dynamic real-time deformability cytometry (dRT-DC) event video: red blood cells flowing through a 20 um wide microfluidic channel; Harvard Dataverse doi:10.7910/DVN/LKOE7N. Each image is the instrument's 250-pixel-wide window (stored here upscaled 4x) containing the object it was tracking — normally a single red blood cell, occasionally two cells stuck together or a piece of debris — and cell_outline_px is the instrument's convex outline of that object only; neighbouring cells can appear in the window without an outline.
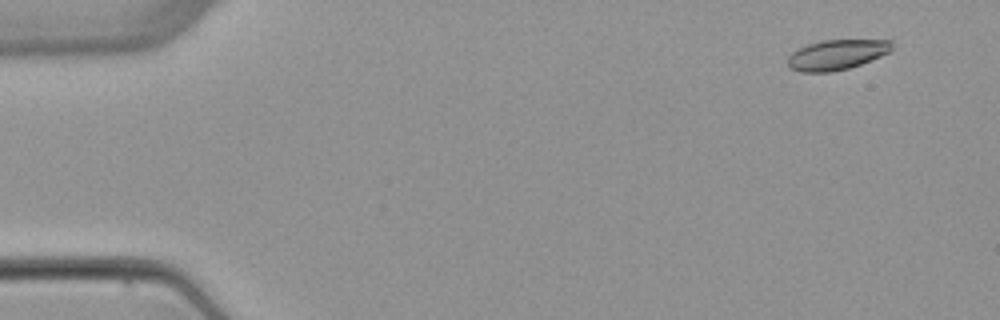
{"species": "common noctule bat (a hibernating species)", "species_latin": "Nyctalus noctula", "temperature_condition": "warm", "stored_images_in_passage": 4, "camera_frame_rate_fps": 3000, "um_per_image_px": 0.085, "animal": {"sex": "female", "body_mass_g": 22.7, "forearm_length_mm": 54.2}, "frame": {"image": 1, "passage_image": 1, "time_ms": 0.0, "image_size_px": [1000, 320], "cell_outline_px": [[892, 52], [860, 64], [848, 68], [832, 72], [800, 72], [788, 68], [788, 56], [792, 52], [808, 44], [824, 40], [892, 40]], "centroid_in_image_um": [71.13, 4.66], "position_along_channel_um": 13.9, "area_um2": 18.32}}
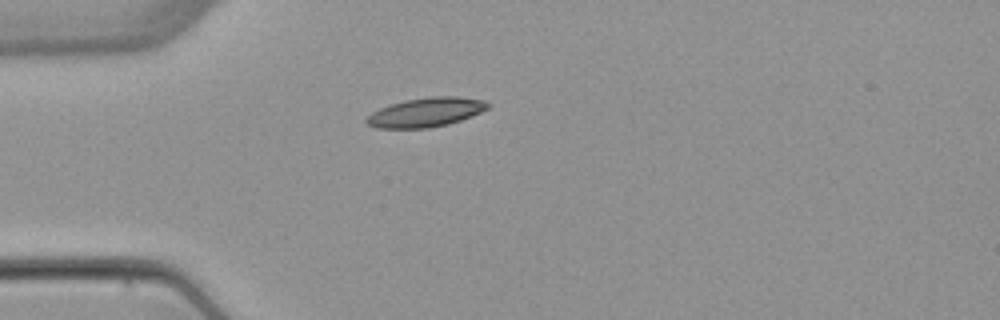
{"frame": {"image": 2, "passage_image": 4, "time_ms": 3.667, "image_size_px": [1000, 320], "cell_outline_px": [[492, 104], [488, 108], [480, 112], [460, 120], [448, 124], [428, 128], [376, 128], [368, 124], [364, 120], [372, 112], [380, 108], [404, 100], [432, 96], [456, 96], [484, 100]], "centroid_in_image_um": [36.21, 9.54], "position_along_channel_um": 48.8, "area_um2": 20.58}}